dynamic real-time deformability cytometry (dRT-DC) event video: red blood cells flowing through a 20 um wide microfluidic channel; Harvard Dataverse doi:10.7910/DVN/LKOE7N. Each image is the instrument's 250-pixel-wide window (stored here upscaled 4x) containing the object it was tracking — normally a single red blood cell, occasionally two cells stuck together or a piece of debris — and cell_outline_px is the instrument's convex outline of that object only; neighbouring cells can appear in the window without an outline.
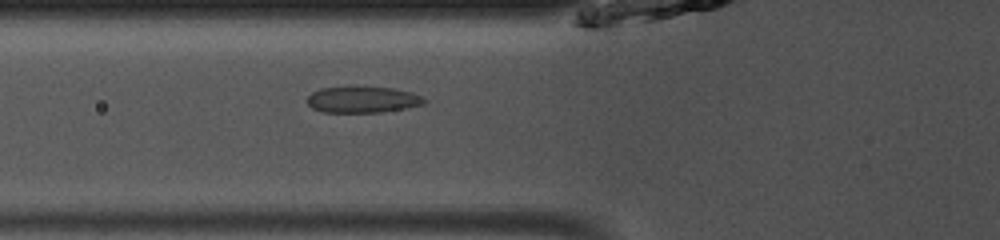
{"species": "common noctule bat (a hibernating species)", "species_latin": "Nyctalus noctula", "temperature_condition": "room temperature", "stored_images_in_passage": 44, "camera_frame_rate_fps": 3000, "um_per_image_px": 0.085, "animal": {"sex": "male", "body_mass_g": 13.0, "forearm_length_mm": 53.1}, "frame": {"image": 1, "passage_image": 13, "time_ms": 4.0, "image_size_px": [1000, 240], "cell_outline_px": [[428, 100], [424, 104], [404, 108], [380, 112], [324, 112], [312, 108], [308, 104], [308, 96], [312, 92], [320, 88], [348, 84], [352, 84], [392, 88], [412, 92]], "centroid_in_image_um": [30.79, 8.41], "position_along_channel_um": 95.0, "area_um2": 18.55}}
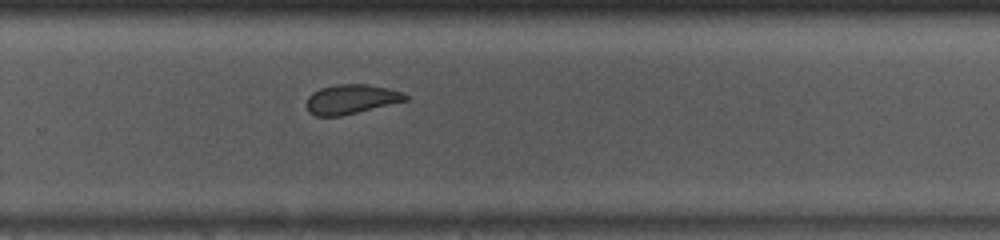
{"frame": {"image": 2, "passage_image": 28, "time_ms": 9.0, "image_size_px": [1000, 240], "cell_outline_px": [[408, 100], [340, 116], [316, 116], [308, 112], [308, 96], [312, 92], [320, 88], [336, 84], [368, 84], [388, 88], [404, 92], [408, 96]], "centroid_in_image_um": [29.86, 8.42], "position_along_channel_um": 299.9, "area_um2": 16.94}}
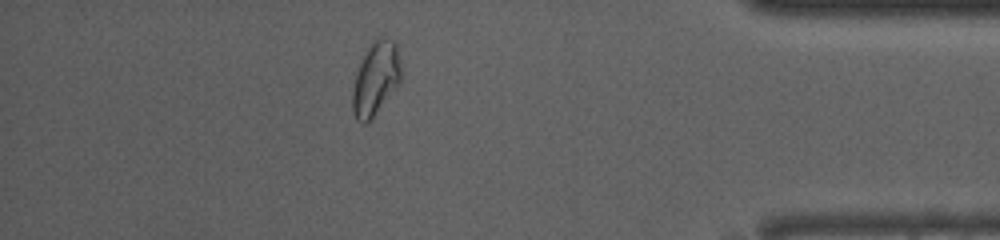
{"frame": {"image": 3, "passage_image": 38, "time_ms": 12.333, "image_size_px": [1000, 240], "cell_outline_px": [[400, 80], [368, 124], [364, 124], [356, 120], [352, 112], [352, 92], [356, 72], [372, 40], [396, 40], [400, 60]], "centroid_in_image_um": [31.9, 6.72], "position_along_channel_um": 403.3, "area_um2": 20.35}, "authors_computed_cell_mechanics": {"area_um2": 18.496, "velocity_mm_per_s": 4.0961, "shape_relaxation_time_tau1_ms": 6.3926, "shape_relaxation_time_tau2_ms": 2.3374, "deformation_change_tau1": 0.1155, "deformation_change_tau2": 0.0329}}